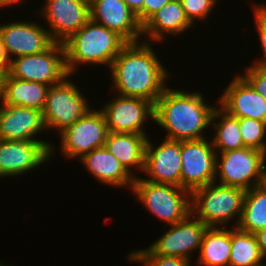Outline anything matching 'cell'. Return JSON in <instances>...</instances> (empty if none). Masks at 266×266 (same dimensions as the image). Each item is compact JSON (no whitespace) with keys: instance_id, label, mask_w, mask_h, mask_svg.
<instances>
[{"instance_id":"6da1fadb","label":"cell","mask_w":266,"mask_h":266,"mask_svg":"<svg viewBox=\"0 0 266 266\" xmlns=\"http://www.w3.org/2000/svg\"><path fill=\"white\" fill-rule=\"evenodd\" d=\"M127 43L114 58L110 70L117 94L152 102L168 87V70L147 42Z\"/></svg>"},{"instance_id":"7a4b0ae2","label":"cell","mask_w":266,"mask_h":266,"mask_svg":"<svg viewBox=\"0 0 266 266\" xmlns=\"http://www.w3.org/2000/svg\"><path fill=\"white\" fill-rule=\"evenodd\" d=\"M200 92L167 87L154 103V120L167 132L166 139L177 141L205 139L216 106L206 104Z\"/></svg>"},{"instance_id":"3957f363","label":"cell","mask_w":266,"mask_h":266,"mask_svg":"<svg viewBox=\"0 0 266 266\" xmlns=\"http://www.w3.org/2000/svg\"><path fill=\"white\" fill-rule=\"evenodd\" d=\"M127 42L116 32L91 19L65 42L66 69L71 76L78 64L111 66Z\"/></svg>"},{"instance_id":"277c9868","label":"cell","mask_w":266,"mask_h":266,"mask_svg":"<svg viewBox=\"0 0 266 266\" xmlns=\"http://www.w3.org/2000/svg\"><path fill=\"white\" fill-rule=\"evenodd\" d=\"M246 191L212 182L191 192V214L208 227L239 222Z\"/></svg>"},{"instance_id":"5b68a950","label":"cell","mask_w":266,"mask_h":266,"mask_svg":"<svg viewBox=\"0 0 266 266\" xmlns=\"http://www.w3.org/2000/svg\"><path fill=\"white\" fill-rule=\"evenodd\" d=\"M132 194L147 210L168 226L191 213V192L173 184L153 183L136 176Z\"/></svg>"},{"instance_id":"8992f818","label":"cell","mask_w":266,"mask_h":266,"mask_svg":"<svg viewBox=\"0 0 266 266\" xmlns=\"http://www.w3.org/2000/svg\"><path fill=\"white\" fill-rule=\"evenodd\" d=\"M265 162L266 153L250 147L217 153L214 182L247 191L264 183Z\"/></svg>"},{"instance_id":"52a82bcc","label":"cell","mask_w":266,"mask_h":266,"mask_svg":"<svg viewBox=\"0 0 266 266\" xmlns=\"http://www.w3.org/2000/svg\"><path fill=\"white\" fill-rule=\"evenodd\" d=\"M12 58L8 73L16 79L52 86L70 76L66 69L65 48L60 42H54L43 52Z\"/></svg>"},{"instance_id":"ba28073f","label":"cell","mask_w":266,"mask_h":266,"mask_svg":"<svg viewBox=\"0 0 266 266\" xmlns=\"http://www.w3.org/2000/svg\"><path fill=\"white\" fill-rule=\"evenodd\" d=\"M68 78L49 87L42 111L46 130L56 128L61 133L92 109L79 88Z\"/></svg>"},{"instance_id":"9c48e42d","label":"cell","mask_w":266,"mask_h":266,"mask_svg":"<svg viewBox=\"0 0 266 266\" xmlns=\"http://www.w3.org/2000/svg\"><path fill=\"white\" fill-rule=\"evenodd\" d=\"M207 227L190 213L184 220L170 225V229L149 247L131 252L130 255L171 256L191 261V252L200 249Z\"/></svg>"},{"instance_id":"30bf717a","label":"cell","mask_w":266,"mask_h":266,"mask_svg":"<svg viewBox=\"0 0 266 266\" xmlns=\"http://www.w3.org/2000/svg\"><path fill=\"white\" fill-rule=\"evenodd\" d=\"M108 134V127L102 112L90 109L60 133V151L66 158H81L93 149L104 146Z\"/></svg>"},{"instance_id":"8fae6325","label":"cell","mask_w":266,"mask_h":266,"mask_svg":"<svg viewBox=\"0 0 266 266\" xmlns=\"http://www.w3.org/2000/svg\"><path fill=\"white\" fill-rule=\"evenodd\" d=\"M217 152L207 141H181V177L180 187L193 190L214 182L216 178Z\"/></svg>"},{"instance_id":"7c38bea8","label":"cell","mask_w":266,"mask_h":266,"mask_svg":"<svg viewBox=\"0 0 266 266\" xmlns=\"http://www.w3.org/2000/svg\"><path fill=\"white\" fill-rule=\"evenodd\" d=\"M100 111L111 133H139L148 137L144 123L147 118L154 120V104L142 98L117 95Z\"/></svg>"},{"instance_id":"4fadbf2b","label":"cell","mask_w":266,"mask_h":266,"mask_svg":"<svg viewBox=\"0 0 266 266\" xmlns=\"http://www.w3.org/2000/svg\"><path fill=\"white\" fill-rule=\"evenodd\" d=\"M41 8L55 42L63 43L90 20L89 0H45Z\"/></svg>"},{"instance_id":"5bb4252c","label":"cell","mask_w":266,"mask_h":266,"mask_svg":"<svg viewBox=\"0 0 266 266\" xmlns=\"http://www.w3.org/2000/svg\"><path fill=\"white\" fill-rule=\"evenodd\" d=\"M0 35L9 61L15 57L37 54L48 49L55 41L47 27L35 22L18 21L0 25Z\"/></svg>"},{"instance_id":"9a60e30c","label":"cell","mask_w":266,"mask_h":266,"mask_svg":"<svg viewBox=\"0 0 266 266\" xmlns=\"http://www.w3.org/2000/svg\"><path fill=\"white\" fill-rule=\"evenodd\" d=\"M153 183L173 184L180 187L181 141L166 139L155 146L147 138L145 147L144 170Z\"/></svg>"},{"instance_id":"2e32d148","label":"cell","mask_w":266,"mask_h":266,"mask_svg":"<svg viewBox=\"0 0 266 266\" xmlns=\"http://www.w3.org/2000/svg\"><path fill=\"white\" fill-rule=\"evenodd\" d=\"M50 158L42 141L0 140V177L22 175Z\"/></svg>"},{"instance_id":"e0dca14e","label":"cell","mask_w":266,"mask_h":266,"mask_svg":"<svg viewBox=\"0 0 266 266\" xmlns=\"http://www.w3.org/2000/svg\"><path fill=\"white\" fill-rule=\"evenodd\" d=\"M0 104V140L42 141L50 149V156L55 153V145L35 137L46 131L41 111Z\"/></svg>"},{"instance_id":"ac0fdd59","label":"cell","mask_w":266,"mask_h":266,"mask_svg":"<svg viewBox=\"0 0 266 266\" xmlns=\"http://www.w3.org/2000/svg\"><path fill=\"white\" fill-rule=\"evenodd\" d=\"M90 19L120 35L127 43L140 41L142 25L123 0H89Z\"/></svg>"},{"instance_id":"d6986e66","label":"cell","mask_w":266,"mask_h":266,"mask_svg":"<svg viewBox=\"0 0 266 266\" xmlns=\"http://www.w3.org/2000/svg\"><path fill=\"white\" fill-rule=\"evenodd\" d=\"M218 100L219 106L233 117L266 123V100L242 75L233 78Z\"/></svg>"},{"instance_id":"ffe728a7","label":"cell","mask_w":266,"mask_h":266,"mask_svg":"<svg viewBox=\"0 0 266 266\" xmlns=\"http://www.w3.org/2000/svg\"><path fill=\"white\" fill-rule=\"evenodd\" d=\"M82 161L88 173L100 183L114 187L129 186L132 189L135 174H130L122 163L105 146L95 148L83 155Z\"/></svg>"},{"instance_id":"44dd1931","label":"cell","mask_w":266,"mask_h":266,"mask_svg":"<svg viewBox=\"0 0 266 266\" xmlns=\"http://www.w3.org/2000/svg\"><path fill=\"white\" fill-rule=\"evenodd\" d=\"M48 85L24 81L12 77L9 73L3 75L0 102L9 106H20L43 111Z\"/></svg>"},{"instance_id":"7402d4cb","label":"cell","mask_w":266,"mask_h":266,"mask_svg":"<svg viewBox=\"0 0 266 266\" xmlns=\"http://www.w3.org/2000/svg\"><path fill=\"white\" fill-rule=\"evenodd\" d=\"M193 24L188 20L180 0H172L154 13L143 25L142 34L151 41H163L166 34H182Z\"/></svg>"},{"instance_id":"603a6c76","label":"cell","mask_w":266,"mask_h":266,"mask_svg":"<svg viewBox=\"0 0 266 266\" xmlns=\"http://www.w3.org/2000/svg\"><path fill=\"white\" fill-rule=\"evenodd\" d=\"M147 136L139 133H111L109 132L105 148L112 153L130 174L134 167L144 170L145 147Z\"/></svg>"},{"instance_id":"cb8c5ba5","label":"cell","mask_w":266,"mask_h":266,"mask_svg":"<svg viewBox=\"0 0 266 266\" xmlns=\"http://www.w3.org/2000/svg\"><path fill=\"white\" fill-rule=\"evenodd\" d=\"M198 265L229 266L231 230L225 227H207L199 249Z\"/></svg>"},{"instance_id":"d4e9b609","label":"cell","mask_w":266,"mask_h":266,"mask_svg":"<svg viewBox=\"0 0 266 266\" xmlns=\"http://www.w3.org/2000/svg\"><path fill=\"white\" fill-rule=\"evenodd\" d=\"M240 231L255 233L266 228V184L252 187L244 196L239 222L234 224Z\"/></svg>"},{"instance_id":"484cf974","label":"cell","mask_w":266,"mask_h":266,"mask_svg":"<svg viewBox=\"0 0 266 266\" xmlns=\"http://www.w3.org/2000/svg\"><path fill=\"white\" fill-rule=\"evenodd\" d=\"M219 108L214 109L211 119V125L216 129L214 138L210 140L215 151L221 153L245 147L239 129V118L229 115L220 106ZM217 118L219 121L215 122Z\"/></svg>"},{"instance_id":"4316f807","label":"cell","mask_w":266,"mask_h":266,"mask_svg":"<svg viewBox=\"0 0 266 266\" xmlns=\"http://www.w3.org/2000/svg\"><path fill=\"white\" fill-rule=\"evenodd\" d=\"M232 226L229 266L265 265L256 237L253 233L240 231Z\"/></svg>"},{"instance_id":"83f0119b","label":"cell","mask_w":266,"mask_h":266,"mask_svg":"<svg viewBox=\"0 0 266 266\" xmlns=\"http://www.w3.org/2000/svg\"><path fill=\"white\" fill-rule=\"evenodd\" d=\"M239 129L245 147L258 149L266 153L265 122L252 118H239Z\"/></svg>"},{"instance_id":"f1b7e54d","label":"cell","mask_w":266,"mask_h":266,"mask_svg":"<svg viewBox=\"0 0 266 266\" xmlns=\"http://www.w3.org/2000/svg\"><path fill=\"white\" fill-rule=\"evenodd\" d=\"M188 20L194 25L196 19L204 20L215 8L217 0H180Z\"/></svg>"},{"instance_id":"f546056e","label":"cell","mask_w":266,"mask_h":266,"mask_svg":"<svg viewBox=\"0 0 266 266\" xmlns=\"http://www.w3.org/2000/svg\"><path fill=\"white\" fill-rule=\"evenodd\" d=\"M129 259L144 266H191L192 264L191 261L181 257L160 255H129Z\"/></svg>"},{"instance_id":"4dcf8cb0","label":"cell","mask_w":266,"mask_h":266,"mask_svg":"<svg viewBox=\"0 0 266 266\" xmlns=\"http://www.w3.org/2000/svg\"><path fill=\"white\" fill-rule=\"evenodd\" d=\"M256 7V8H255ZM255 10V24L261 41L263 58L258 60L253 66L266 69V5L260 4L254 6Z\"/></svg>"},{"instance_id":"1f68e13d","label":"cell","mask_w":266,"mask_h":266,"mask_svg":"<svg viewBox=\"0 0 266 266\" xmlns=\"http://www.w3.org/2000/svg\"><path fill=\"white\" fill-rule=\"evenodd\" d=\"M248 67L249 68L246 67V72L242 76L266 100V69L258 68L253 65Z\"/></svg>"},{"instance_id":"d6a6232c","label":"cell","mask_w":266,"mask_h":266,"mask_svg":"<svg viewBox=\"0 0 266 266\" xmlns=\"http://www.w3.org/2000/svg\"><path fill=\"white\" fill-rule=\"evenodd\" d=\"M172 0H144L143 1V24L165 4Z\"/></svg>"},{"instance_id":"836d02e7","label":"cell","mask_w":266,"mask_h":266,"mask_svg":"<svg viewBox=\"0 0 266 266\" xmlns=\"http://www.w3.org/2000/svg\"><path fill=\"white\" fill-rule=\"evenodd\" d=\"M128 7L137 15L138 21L143 25V1L144 0H123Z\"/></svg>"},{"instance_id":"e575fe53","label":"cell","mask_w":266,"mask_h":266,"mask_svg":"<svg viewBox=\"0 0 266 266\" xmlns=\"http://www.w3.org/2000/svg\"><path fill=\"white\" fill-rule=\"evenodd\" d=\"M10 61L6 56L0 35V72L5 75L9 72Z\"/></svg>"},{"instance_id":"d590c367","label":"cell","mask_w":266,"mask_h":266,"mask_svg":"<svg viewBox=\"0 0 266 266\" xmlns=\"http://www.w3.org/2000/svg\"><path fill=\"white\" fill-rule=\"evenodd\" d=\"M254 236L256 237L262 256L266 258V228L255 232Z\"/></svg>"},{"instance_id":"8d00e7d4","label":"cell","mask_w":266,"mask_h":266,"mask_svg":"<svg viewBox=\"0 0 266 266\" xmlns=\"http://www.w3.org/2000/svg\"><path fill=\"white\" fill-rule=\"evenodd\" d=\"M18 2H22V0H0V7L4 8L5 6H9V5H13V4H16Z\"/></svg>"},{"instance_id":"74e56055","label":"cell","mask_w":266,"mask_h":266,"mask_svg":"<svg viewBox=\"0 0 266 266\" xmlns=\"http://www.w3.org/2000/svg\"><path fill=\"white\" fill-rule=\"evenodd\" d=\"M2 79H3V74L0 72V93L2 89Z\"/></svg>"}]
</instances>
